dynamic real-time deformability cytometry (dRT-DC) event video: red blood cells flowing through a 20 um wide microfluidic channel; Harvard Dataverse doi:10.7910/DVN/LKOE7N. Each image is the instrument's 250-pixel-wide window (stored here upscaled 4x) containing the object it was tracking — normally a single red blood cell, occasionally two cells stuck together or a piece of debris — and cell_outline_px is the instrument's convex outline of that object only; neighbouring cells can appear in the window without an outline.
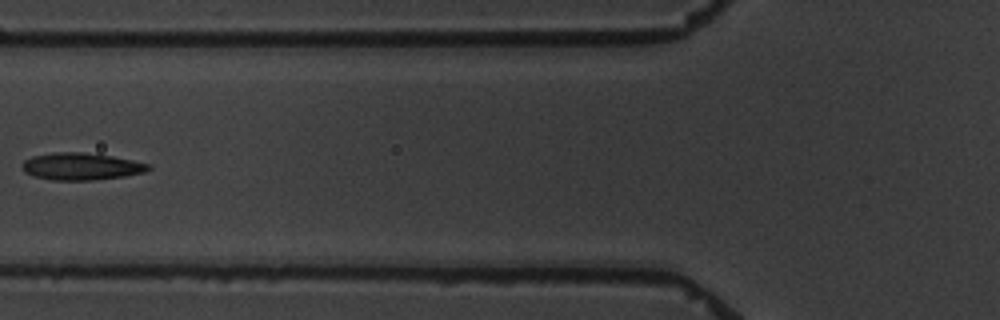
{"species": "common noctule bat (a hibernating species)", "species_latin": "Nyctalus noctula", "temperature_condition": "warm", "stored_images_in_passage": 6, "camera_frame_rate_fps": 3000, "um_per_image_px": 0.085, "animal": {"sex": "male", "body_mass_g": 19.5, "forearm_length_mm": 54.6}, "frame": {"image": 1, "passage_image": 6, "time_ms": 5.667, "image_size_px": [1000, 320], "cell_outline_px": [[152, 168], [144, 172], [124, 176], [92, 180], [52, 180], [32, 176], [24, 172], [20, 164], [24, 160], [32, 156], [56, 152], [80, 152], [112, 156], [152, 164]], "centroid_in_image_um": [6.88, 14.15], "position_along_channel_um": 118.9, "area_um2": 20.06}}